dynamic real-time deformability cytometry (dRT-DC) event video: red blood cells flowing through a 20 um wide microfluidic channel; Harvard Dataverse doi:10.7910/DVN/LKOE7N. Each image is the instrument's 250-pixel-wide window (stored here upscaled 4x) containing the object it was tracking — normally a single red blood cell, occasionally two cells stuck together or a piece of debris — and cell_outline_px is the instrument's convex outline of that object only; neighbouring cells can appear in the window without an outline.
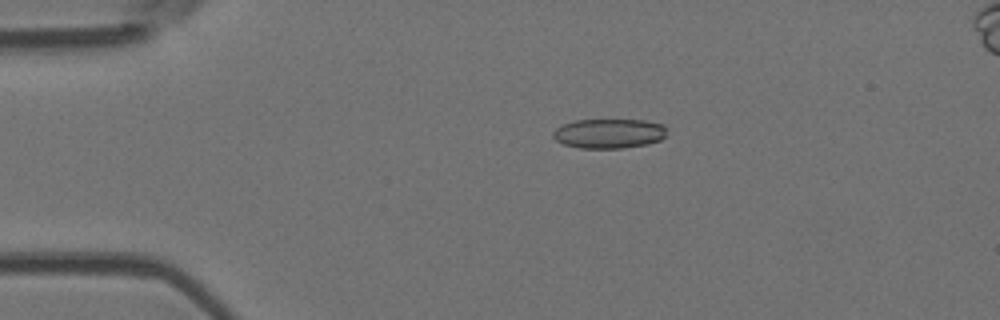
{"species": "Egyptian fruit bat (a non-hibernating species)", "species_latin": "Rousettus aegyptiacus", "temperature_condition": "room temperature", "stored_images_in_passage": 5, "camera_frame_rate_fps": 3000, "um_per_image_px": 0.085, "animal": {"sex": "female"}, "frame": {"image": 1, "passage_image": 3, "time_ms": 2.333, "image_size_px": [1000, 320], "cell_outline_px": [[664, 136], [660, 140], [648, 144], [624, 148], [580, 148], [564, 144], [556, 140], [552, 136], [552, 132], [560, 124], [576, 120], [644, 120], [664, 124]], "centroid_in_image_um": [51.72, 11.34], "position_along_channel_um": 33.3, "area_um2": 19.65}}